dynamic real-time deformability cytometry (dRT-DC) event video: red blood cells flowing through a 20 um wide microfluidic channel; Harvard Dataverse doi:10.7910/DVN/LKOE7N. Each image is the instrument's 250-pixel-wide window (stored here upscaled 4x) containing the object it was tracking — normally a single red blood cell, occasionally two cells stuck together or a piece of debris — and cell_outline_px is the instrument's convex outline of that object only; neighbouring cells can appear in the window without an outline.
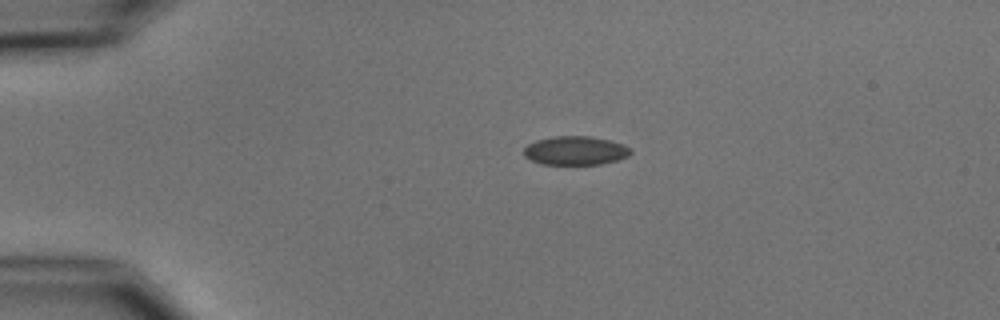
{"species": "common noctule bat (a hibernating species)", "species_latin": "Nyctalus noctula", "temperature_condition": "cold", "stored_images_in_passage": 3, "camera_frame_rate_fps": 3000, "um_per_image_px": 0.085, "animal": {"sex": "male", "body_mass_g": 15.6}, "frame": {"image": 1, "passage_image": 2, "time_ms": 1.0, "image_size_px": [1000, 320], "cell_outline_px": [[632, 152], [628, 156], [616, 160], [600, 164], [540, 164], [524, 156], [524, 148], [528, 144], [536, 140], [552, 136], [588, 136], [608, 140], [624, 144]], "centroid_in_image_um": [48.88, 12.8], "position_along_channel_um": 36.1, "area_um2": 17.8}}